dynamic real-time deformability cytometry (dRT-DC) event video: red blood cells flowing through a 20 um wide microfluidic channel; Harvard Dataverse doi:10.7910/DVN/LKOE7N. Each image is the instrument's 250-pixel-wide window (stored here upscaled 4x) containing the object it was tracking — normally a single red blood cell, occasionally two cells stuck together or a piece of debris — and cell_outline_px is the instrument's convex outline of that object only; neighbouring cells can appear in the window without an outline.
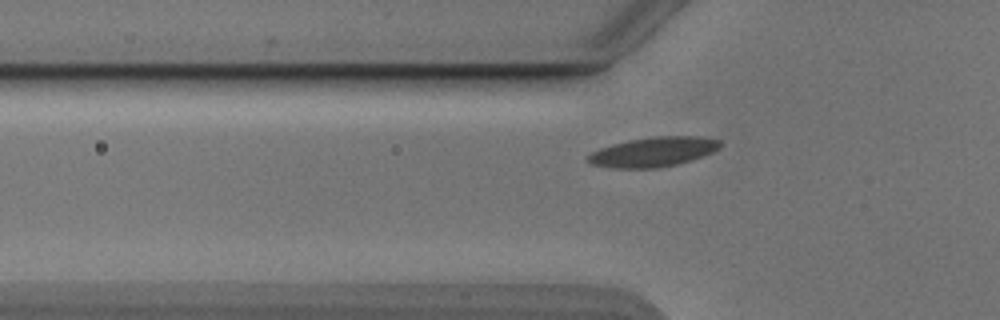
{"species": "Egyptian fruit bat (a non-hibernating species)", "species_latin": "Rousettus aegyptiacus", "temperature_condition": "cold", "stored_images_in_passage": 12, "camera_frame_rate_fps": 3000, "um_per_image_px": 0.085, "animal": {"sex": "male"}, "frame": {"image": 1, "passage_image": 2, "time_ms": 0.333, "image_size_px": [1000, 320], "cell_outline_px": [[720, 148], [712, 152], [676, 164], [660, 168], [612, 168], [588, 164], [584, 160], [592, 152], [600, 148], [612, 144], [628, 140], [656, 136], [700, 136], [720, 140]], "centroid_in_image_um": [55.47, 12.91], "position_along_channel_um": 70.3, "area_um2": 22.83}}
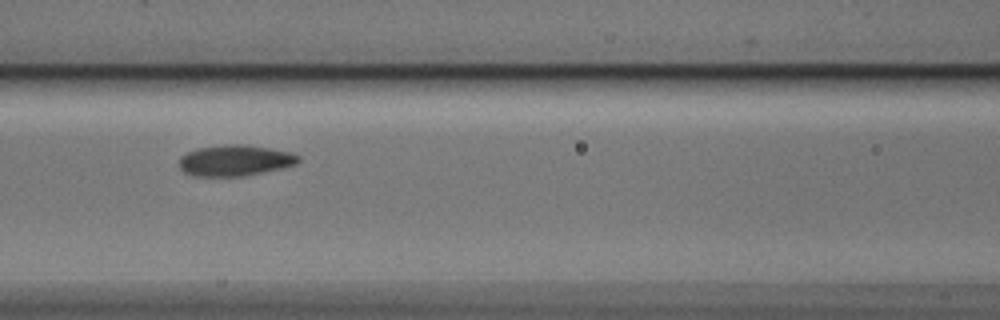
{"frame": {"image": 2, "passage_image": 8, "time_ms": 2.333, "image_size_px": [1000, 320], "cell_outline_px": [[300, 160], [296, 164], [280, 168], [244, 176], [192, 176], [184, 172], [180, 168], [180, 156], [196, 148], [224, 144], [244, 144], [268, 148], [288, 152], [300, 156]], "centroid_in_image_um": [19.94, 13.63], "position_along_channel_um": 146.7, "area_um2": 21.44}}
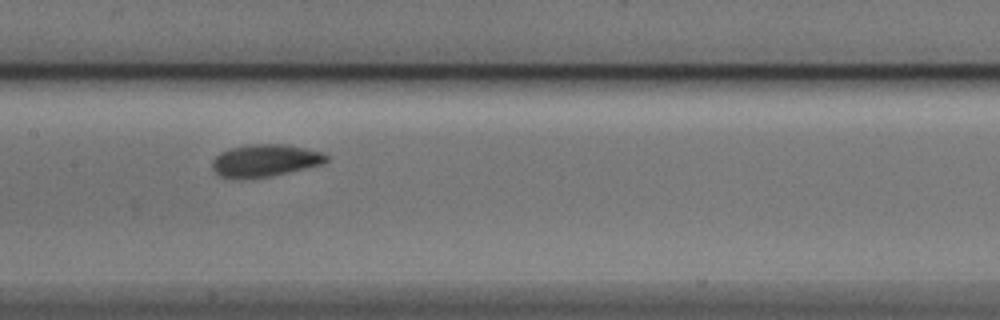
{"frame": {"image": 3, "passage_image": 11, "time_ms": 3.333, "image_size_px": [1000, 320], "cell_outline_px": [[328, 160], [324, 164], [272, 176], [220, 176], [212, 168], [212, 160], [220, 152], [228, 148], [248, 144], [284, 144], [324, 152], [328, 156]], "centroid_in_image_um": [22.58, 13.6], "position_along_channel_um": 184.8, "area_um2": 21.15}}